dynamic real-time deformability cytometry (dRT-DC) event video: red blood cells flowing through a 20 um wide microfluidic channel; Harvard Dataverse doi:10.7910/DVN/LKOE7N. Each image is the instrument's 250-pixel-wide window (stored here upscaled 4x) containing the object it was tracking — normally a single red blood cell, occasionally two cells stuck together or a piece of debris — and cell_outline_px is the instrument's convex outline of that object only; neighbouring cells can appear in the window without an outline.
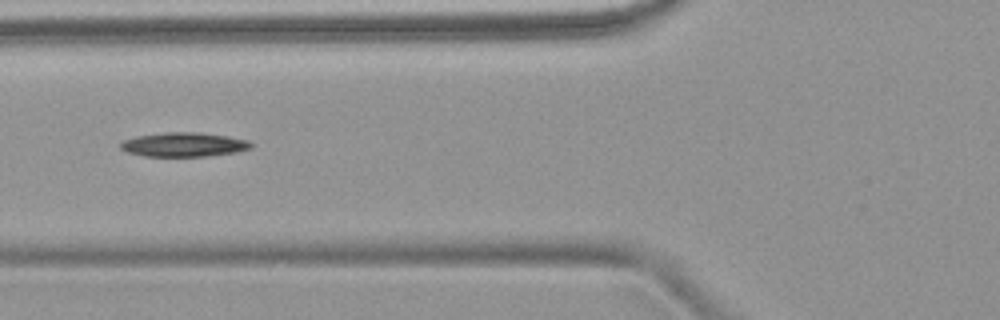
{"species": "common noctule bat (a hibernating species)", "species_latin": "Nyctalus noctula", "temperature_condition": "warm", "stored_images_in_passage": 8, "camera_frame_rate_fps": 3000, "um_per_image_px": 0.085, "animal": {"sex": "female", "body_mass_g": 18.4}, "frame": {"image": 1, "passage_image": 4, "time_ms": 3.667, "image_size_px": [1000, 320], "cell_outline_px": [[252, 148], [236, 152], [204, 156], [144, 156], [128, 152], [120, 148], [120, 144], [124, 140], [136, 136], [164, 132], [200, 132], [228, 136], [248, 140], [252, 144]], "centroid_in_image_um": [15.63, 12.28], "position_along_channel_um": 110.2, "area_um2": 18.38}}
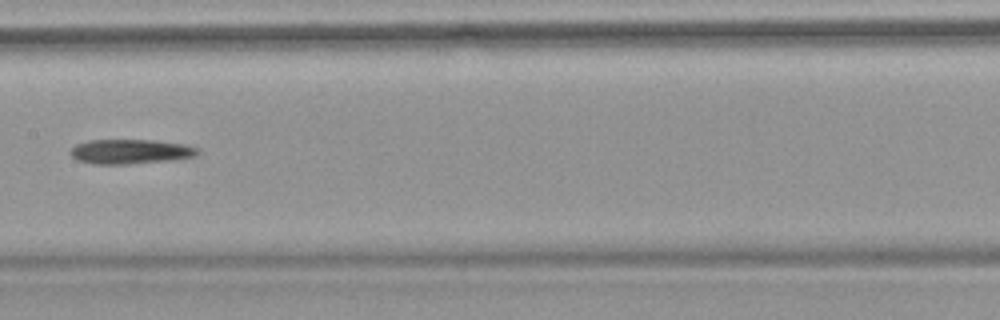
{"frame": {"image": 2, "passage_image": 6, "time_ms": 6.0, "image_size_px": [1000, 320], "cell_outline_px": [[200, 152], [196, 156], [172, 160], [128, 164], [92, 164], [76, 160], [68, 152], [76, 144], [88, 140], [152, 140], [184, 144], [200, 148]], "centroid_in_image_um": [11.08, 12.89], "position_along_channel_um": 196.3, "area_um2": 18.44}}
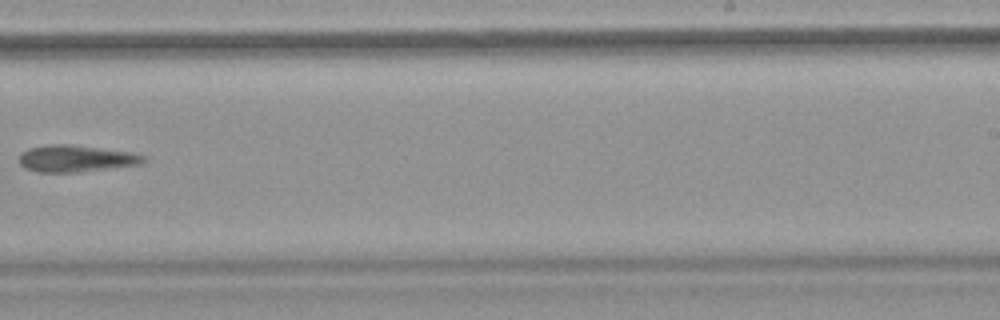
{"frame": {"image": 3, "passage_image": 8, "time_ms": 8.333, "image_size_px": [1000, 320], "cell_outline_px": [[148, 160], [140, 164], [76, 172], [40, 172], [24, 168], [20, 164], [20, 152], [28, 148], [52, 144], [68, 144], [132, 152], [144, 156]], "centroid_in_image_um": [6.44, 13.47], "position_along_channel_um": 282.6, "area_um2": 19.25}}